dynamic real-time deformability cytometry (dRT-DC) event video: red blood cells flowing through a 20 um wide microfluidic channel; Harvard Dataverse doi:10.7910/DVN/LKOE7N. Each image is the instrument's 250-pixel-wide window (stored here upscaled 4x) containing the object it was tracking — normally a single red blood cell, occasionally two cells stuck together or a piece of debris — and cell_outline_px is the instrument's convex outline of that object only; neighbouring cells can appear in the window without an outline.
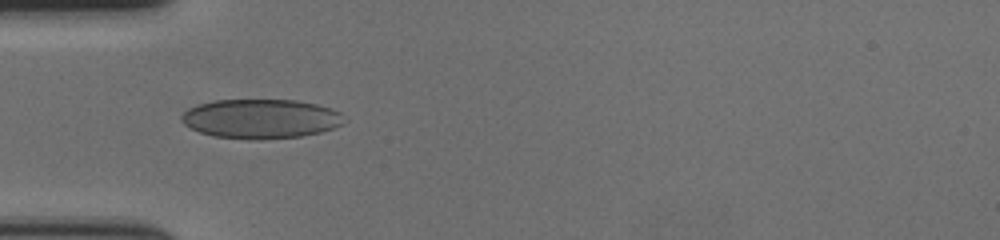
{"species": "human", "species_latin": "Homo sapiens", "temperature_condition": "cold", "stored_images_in_passage": 29, "camera_frame_rate_fps": 3000, "um_per_image_px": 0.085, "donor": {"sex": "female"}, "frame": {"image": 1, "passage_image": 1, "time_ms": 0.0, "image_size_px": [1000, 240], "cell_outline_px": [[348, 120], [344, 124], [320, 132], [300, 136], [264, 140], [248, 140], [212, 136], [200, 132], [184, 124], [180, 120], [180, 116], [188, 108], [196, 104], [216, 100], [296, 100], [316, 104], [332, 108], [340, 112]], "centroid_in_image_um": [22.17, 10.1], "position_along_channel_um": 62.8, "area_um2": 37.8}}
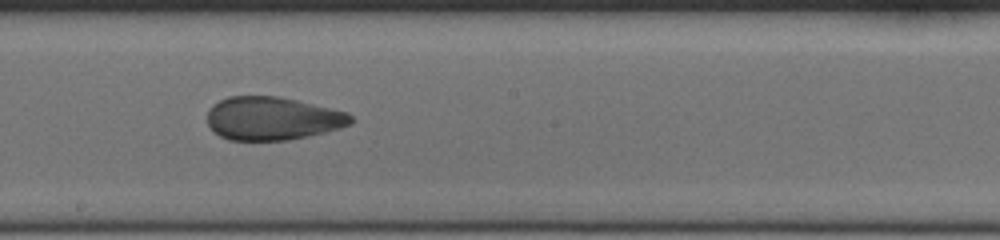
{"frame": {"image": 2, "passage_image": 15, "time_ms": 4.667, "image_size_px": [1000, 240], "cell_outline_px": [[352, 124], [340, 128], [308, 136], [288, 140], [228, 140], [212, 132], [208, 124], [208, 108], [212, 104], [228, 96], [280, 96], [348, 112], [352, 116]], "centroid_in_image_um": [23.13, 10.06], "position_along_channel_um": 225.1, "area_um2": 36.41}}
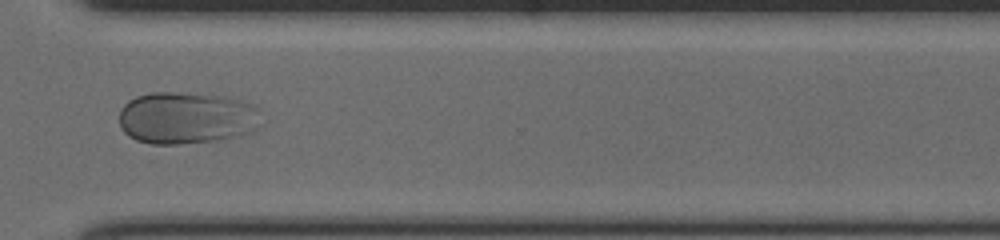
{"frame": {"image": 3, "passage_image": 26, "time_ms": 8.333, "image_size_px": [1000, 240], "cell_outline_px": [[264, 124], [260, 128], [236, 136], [216, 140], [180, 144], [152, 144], [136, 140], [128, 136], [120, 128], [120, 108], [128, 100], [136, 96], [152, 92], [176, 92], [224, 96], [240, 100], [252, 104], [260, 108]], "centroid_in_image_um": [15.89, 10.02], "position_along_channel_um": 354.7, "area_um2": 43.81}, "authors_computed_cell_mechanics": {"area_um2": 36.4718, "velocity_mm_per_s": 3.5278, "shape_relaxation_time_tau1_ms": 5.7975, "shape_relaxation_time_tau2_ms": null, "deformation_change_tau1": 0.131, "deformation_change_tau2": null}}